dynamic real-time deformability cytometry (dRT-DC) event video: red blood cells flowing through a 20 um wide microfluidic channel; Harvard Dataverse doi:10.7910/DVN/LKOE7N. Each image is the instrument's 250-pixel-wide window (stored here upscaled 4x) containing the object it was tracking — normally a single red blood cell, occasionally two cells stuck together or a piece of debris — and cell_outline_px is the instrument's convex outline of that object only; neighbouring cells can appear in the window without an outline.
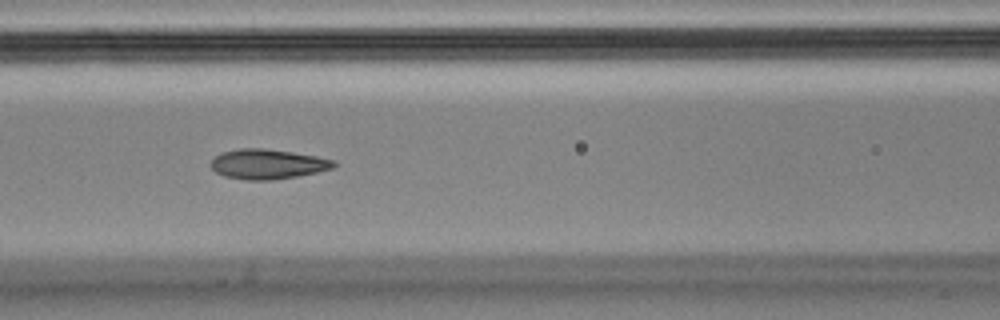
{"species": "Egyptian fruit bat (a non-hibernating species)", "species_latin": "Rousettus aegyptiacus", "temperature_condition": "cold", "stored_images_in_passage": 10, "camera_frame_rate_fps": 3000, "um_per_image_px": 0.085, "animal": {"sex": "male"}, "frame": {"image": 1, "passage_image": 7, "time_ms": 2.0, "image_size_px": [1000, 320], "cell_outline_px": [[336, 164], [332, 168], [316, 172], [296, 176], [272, 180], [248, 180], [224, 176], [216, 172], [212, 168], [212, 160], [220, 152], [240, 148], [264, 148], [292, 152], [316, 156], [336, 160]], "centroid_in_image_um": [22.74, 13.94], "position_along_channel_um": 143.9, "area_um2": 21.27}}
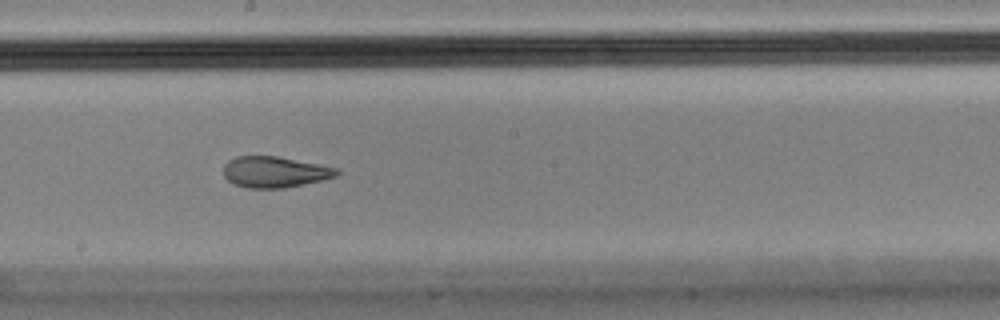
{"frame": {"image": 2, "passage_image": 9, "time_ms": 2.667, "image_size_px": [1000, 320], "cell_outline_px": [[340, 172], [336, 176], [324, 180], [284, 188], [244, 188], [232, 184], [224, 176], [224, 164], [228, 160], [236, 156], [276, 156], [336, 168]], "centroid_in_image_um": [23.31, 14.63], "position_along_channel_um": 224.9, "area_um2": 20.46}}